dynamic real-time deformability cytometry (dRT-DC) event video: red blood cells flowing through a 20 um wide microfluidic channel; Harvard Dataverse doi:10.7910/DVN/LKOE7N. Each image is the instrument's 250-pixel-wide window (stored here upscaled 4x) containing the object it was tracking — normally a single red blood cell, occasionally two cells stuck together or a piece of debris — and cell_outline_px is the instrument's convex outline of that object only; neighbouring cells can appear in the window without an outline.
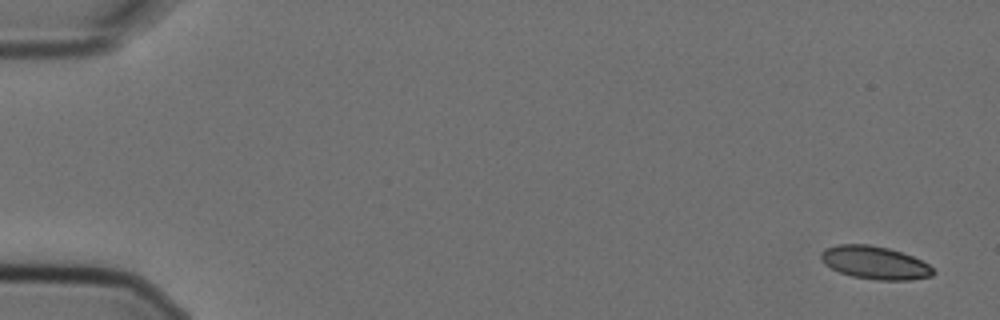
{"species": "Egyptian fruit bat (a non-hibernating species)", "species_latin": "Rousettus aegyptiacus", "temperature_condition": "cold", "stored_images_in_passage": 2, "camera_frame_rate_fps": 3000, "um_per_image_px": 0.085, "animal": {"sex": "female"}, "frame": {"image": 1, "passage_image": 2, "time_ms": 0.333, "image_size_px": [1000, 320], "cell_outline_px": [[936, 272], [932, 276], [912, 280], [876, 280], [852, 276], [840, 272], [824, 264], [820, 256], [820, 252], [824, 248], [836, 244], [868, 244], [888, 248], [912, 256], [928, 264]], "centroid_in_image_um": [74.34, 22.32], "position_along_channel_um": 10.7, "area_um2": 21.62}}